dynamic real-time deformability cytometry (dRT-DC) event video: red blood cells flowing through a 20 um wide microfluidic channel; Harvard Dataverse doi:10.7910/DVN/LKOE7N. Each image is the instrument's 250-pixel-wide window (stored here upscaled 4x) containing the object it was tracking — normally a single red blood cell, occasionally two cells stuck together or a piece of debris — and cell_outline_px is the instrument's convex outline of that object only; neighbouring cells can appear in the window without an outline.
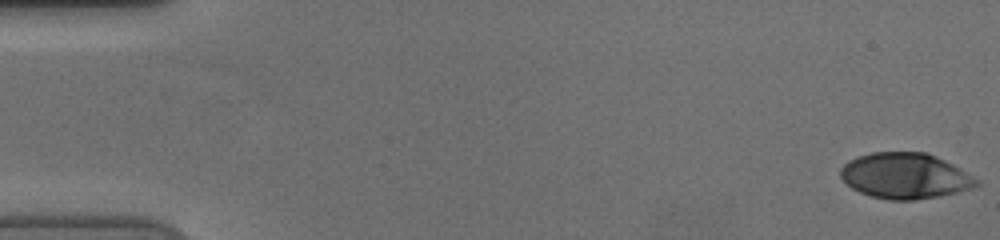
{"species": "human", "species_latin": "Homo sapiens", "temperature_condition": "cold", "stored_images_in_passage": 56, "camera_frame_rate_fps": 3000, "um_per_image_px": 0.085, "donor": {"sex": "female"}, "frame": {"image": 1, "passage_image": 1, "time_ms": 0.0, "image_size_px": [1000, 240], "cell_outline_px": [[980, 184], [976, 188], [940, 196], [912, 200], [888, 200], [872, 196], [860, 192], [852, 188], [840, 176], [840, 168], [848, 160], [856, 156], [872, 152], [924, 152], [936, 156], [960, 168], [980, 180]], "centroid_in_image_um": [76.96, 14.95], "position_along_channel_um": 8.0, "area_um2": 36.41}}
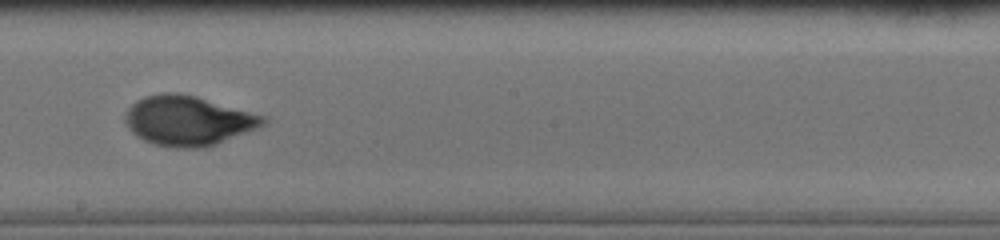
{"frame": {"image": 2, "passage_image": 32, "time_ms": 10.333, "image_size_px": [1000, 240], "cell_outline_px": [[268, 124], [216, 144], [204, 148], [176, 148], [156, 144], [144, 140], [136, 136], [132, 132], [124, 120], [124, 112], [136, 100], [144, 96], [160, 92], [176, 92], [196, 96], [268, 116]], "centroid_in_image_um": [16.01, 10.24], "position_along_channel_um": 232.2, "area_um2": 40.4}}
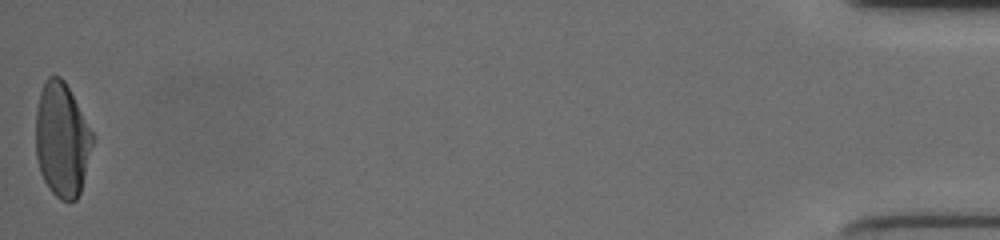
{"frame": {"image": 3, "passage_image": 56, "time_ms": 18.333, "image_size_px": [1000, 240], "cell_outline_px": [[92, 144], [80, 192], [76, 200], [60, 200], [48, 188], [40, 172], [36, 160], [36, 112], [40, 92], [44, 80], [48, 76], [60, 76], [64, 80], [92, 132]], "centroid_in_image_um": [5.23, 11.87], "position_along_channel_um": 430.0, "area_um2": 37.4}, "authors_computed_cell_mechanics": {"area_um2": 37.859, "velocity_mm_per_s": 3.7048, "shape_relaxation_time_tau1_ms": 4.2828, "shape_relaxation_time_tau2_ms": null, "deformation_change_tau1": 0.2162, "deformation_change_tau2": null}}